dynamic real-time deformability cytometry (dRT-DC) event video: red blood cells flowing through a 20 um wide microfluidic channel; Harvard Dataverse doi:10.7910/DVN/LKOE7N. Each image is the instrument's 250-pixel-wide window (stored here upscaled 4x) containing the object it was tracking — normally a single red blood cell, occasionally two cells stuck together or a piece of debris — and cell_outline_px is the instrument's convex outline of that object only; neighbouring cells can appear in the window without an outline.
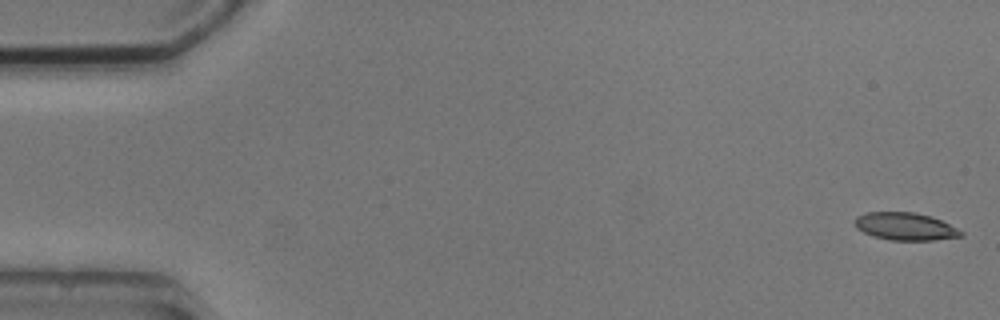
{"species": "common noctule bat (a hibernating species)", "species_latin": "Nyctalus noctula", "temperature_condition": "cold", "stored_images_in_passage": 5, "camera_frame_rate_fps": 3000, "um_per_image_px": 0.085, "animal": {"sex": "male", "body_mass_g": 20.5, "forearm_length_mm": 52.5}, "frame": {"image": 1, "passage_image": 1, "time_ms": 0.0, "image_size_px": [1000, 320], "cell_outline_px": [[964, 236], [932, 240], [892, 240], [872, 236], [856, 228], [852, 224], [852, 220], [856, 216], [868, 212], [912, 212], [928, 216], [940, 220], [964, 232]], "centroid_in_image_um": [76.88, 19.25], "position_along_channel_um": 8.1, "area_um2": 17.05}}